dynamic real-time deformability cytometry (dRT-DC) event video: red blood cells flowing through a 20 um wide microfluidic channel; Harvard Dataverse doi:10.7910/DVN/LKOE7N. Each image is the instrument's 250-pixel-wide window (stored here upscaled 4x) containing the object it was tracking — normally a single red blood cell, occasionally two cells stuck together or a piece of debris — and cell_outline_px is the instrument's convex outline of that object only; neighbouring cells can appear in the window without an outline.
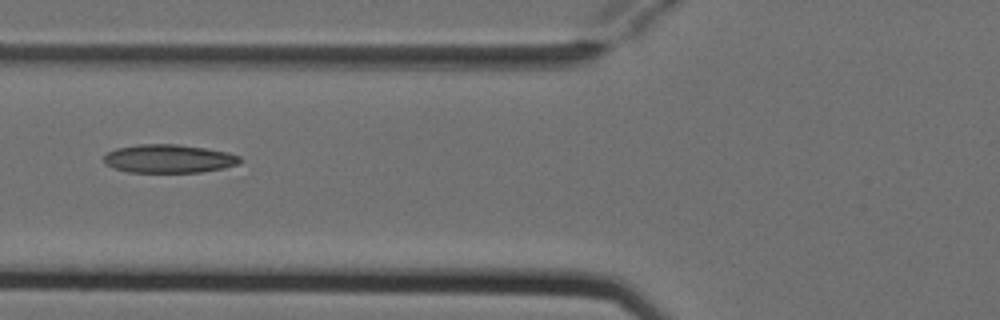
{"species": "Egyptian fruit bat (a non-hibernating species)", "species_latin": "Rousettus aegyptiacus", "temperature_condition": "cold", "stored_images_in_passage": 7, "camera_frame_rate_fps": 3000, "um_per_image_px": 0.085, "animal": {"sex": "female"}, "frame": {"image": 1, "passage_image": 6, "time_ms": 1.667, "image_size_px": [1000, 320], "cell_outline_px": [[240, 164], [224, 168], [200, 172], [128, 172], [112, 168], [104, 164], [104, 156], [108, 152], [116, 148], [140, 144], [176, 144], [204, 148], [228, 152], [240, 156]], "centroid_in_image_um": [14.33, 13.49], "position_along_channel_um": 111.5, "area_um2": 22.6}}
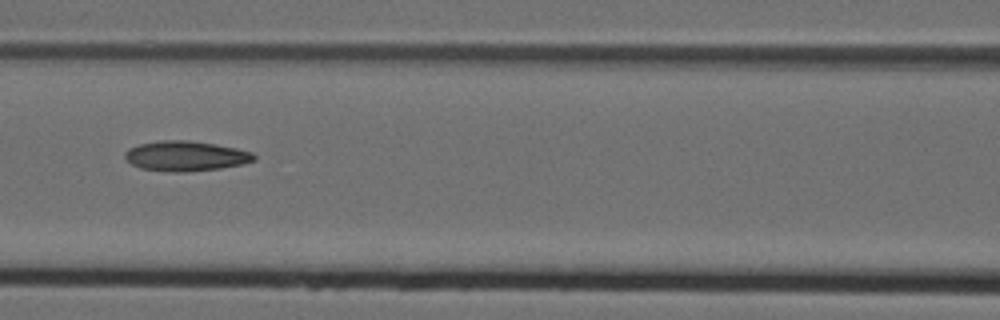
{"frame": {"image": 2, "passage_image": 7, "time_ms": 2.0, "image_size_px": [1000, 320], "cell_outline_px": [[256, 160], [240, 164], [220, 168], [180, 172], [172, 172], [140, 168], [132, 164], [124, 156], [124, 152], [128, 148], [140, 144], [160, 140], [188, 140], [216, 144], [236, 148], [252, 152], [256, 156]], "centroid_in_image_um": [15.77, 13.25], "position_along_channel_um": 150.8, "area_um2": 22.48}}